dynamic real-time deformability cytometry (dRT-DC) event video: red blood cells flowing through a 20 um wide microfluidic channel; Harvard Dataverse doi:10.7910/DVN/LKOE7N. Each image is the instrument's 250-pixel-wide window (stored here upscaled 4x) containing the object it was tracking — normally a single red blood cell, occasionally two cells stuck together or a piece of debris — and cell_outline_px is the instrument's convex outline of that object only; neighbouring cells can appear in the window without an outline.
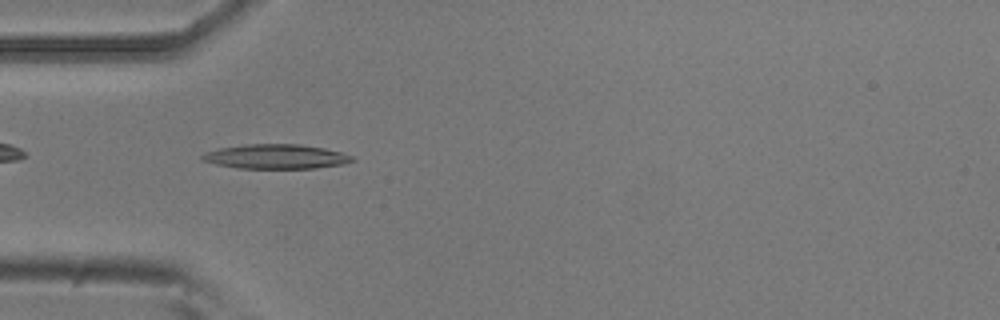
{"species": "common noctule bat (a hibernating species)", "species_latin": "Nyctalus noctula", "temperature_condition": "room temperature", "stored_images_in_passage": 35, "camera_frame_rate_fps": 3000, "um_per_image_px": 0.085, "animal": {"sex": "male", "body_mass_g": 20.5, "forearm_length_mm": 52.5}, "frame": {"image": 1, "passage_image": 3, "time_ms": 0.667, "image_size_px": [1000, 320], "cell_outline_px": [[356, 160], [344, 164], [316, 168], [236, 168], [216, 164], [200, 160], [200, 156], [204, 152], [220, 148], [248, 144], [300, 144], [324, 148], [340, 152], [352, 156]], "centroid_in_image_um": [23.44, 13.31], "position_along_channel_um": 61.6, "area_um2": 21.44}}
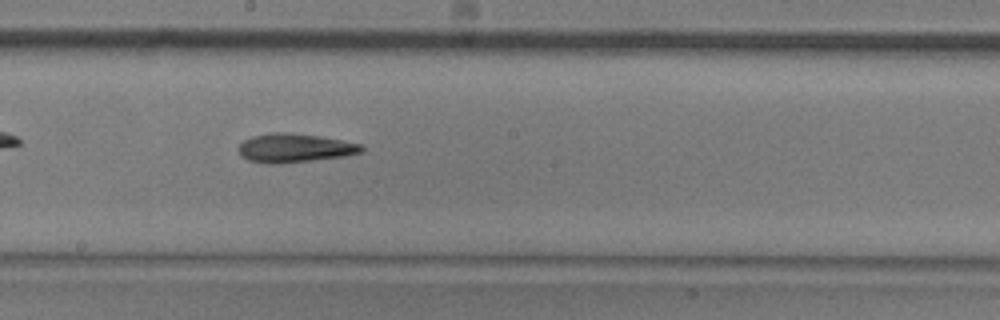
{"frame": {"image": 2, "passage_image": 16, "time_ms": 5.0, "image_size_px": [1000, 320], "cell_outline_px": [[364, 152], [344, 156], [312, 160], [276, 164], [268, 164], [248, 160], [240, 156], [240, 144], [244, 140], [252, 136], [272, 132], [284, 132], [320, 136], [364, 144]], "centroid_in_image_um": [25.07, 12.58], "position_along_channel_um": 223.1, "area_um2": 20.69}}
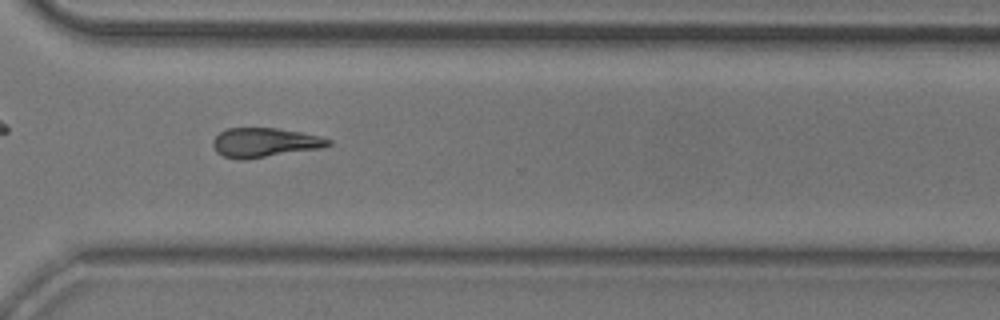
{"frame": {"image": 3, "passage_image": 26, "time_ms": 8.333, "image_size_px": [1000, 320], "cell_outline_px": [[332, 144], [324, 148], [244, 160], [236, 160], [224, 156], [216, 152], [212, 144], [212, 140], [220, 132], [228, 128], [276, 128], [304, 132], [320, 136], [332, 140]], "centroid_in_image_um": [22.53, 12.12], "position_along_channel_um": 348.1, "area_um2": 20.06}, "authors_computed_cell_mechanics": {"area_um2": 20.0566, "velocity_mm_per_s": 3.7565, "shape_relaxation_time_tau1_ms": 6.7232, "shape_relaxation_time_tau2_ms": 8.0443, "deformation_change_tau1": 0.1814, "deformation_change_tau2": 0.209}}